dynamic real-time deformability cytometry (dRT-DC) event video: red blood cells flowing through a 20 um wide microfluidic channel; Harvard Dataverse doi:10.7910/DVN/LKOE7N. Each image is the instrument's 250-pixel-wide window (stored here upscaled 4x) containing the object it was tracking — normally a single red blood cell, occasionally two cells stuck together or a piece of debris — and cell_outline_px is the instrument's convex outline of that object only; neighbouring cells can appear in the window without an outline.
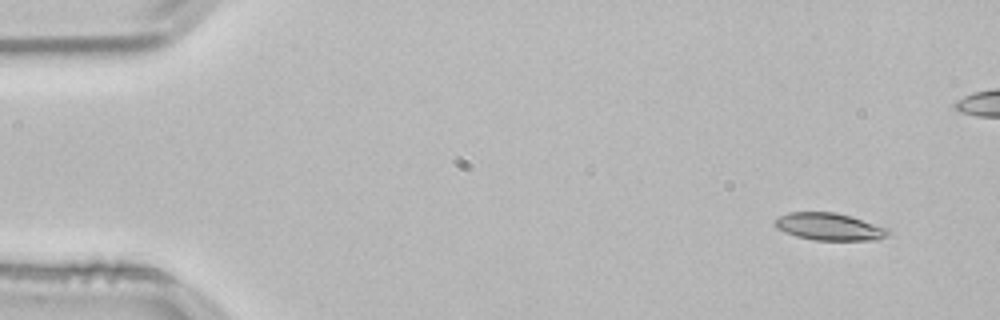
{"species": "common noctule bat (a hibernating species)", "species_latin": "Nyctalus noctula", "temperature_condition": "room temperature", "stored_images_in_passage": 51, "camera_frame_rate_fps": 3000, "um_per_image_px": 0.085, "animal": {"sex": "male", "body_mass_g": 21.5, "forearm_length_mm": 52.0}, "frame": {"image": 1, "passage_image": 1, "time_ms": 0.0, "image_size_px": [1000, 320], "cell_outline_px": [[892, 232], [888, 236], [876, 240], [816, 240], [796, 236], [776, 228], [772, 224], [772, 220], [788, 212], [836, 212], [888, 228]], "centroid_in_image_um": [70.47, 19.27], "position_along_channel_um": 14.5, "area_um2": 18.09}}
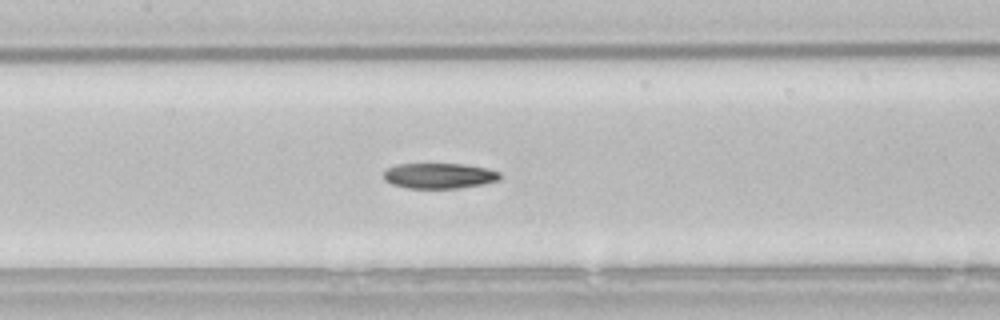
{"frame": {"image": 2, "passage_image": 22, "time_ms": 7.0, "image_size_px": [1000, 320], "cell_outline_px": [[500, 180], [460, 188], [408, 188], [392, 184], [384, 180], [384, 172], [388, 168], [396, 164], [464, 164], [484, 168], [500, 172]], "centroid_in_image_um": [37.31, 14.94], "position_along_channel_um": 170.1, "area_um2": 17.11}}
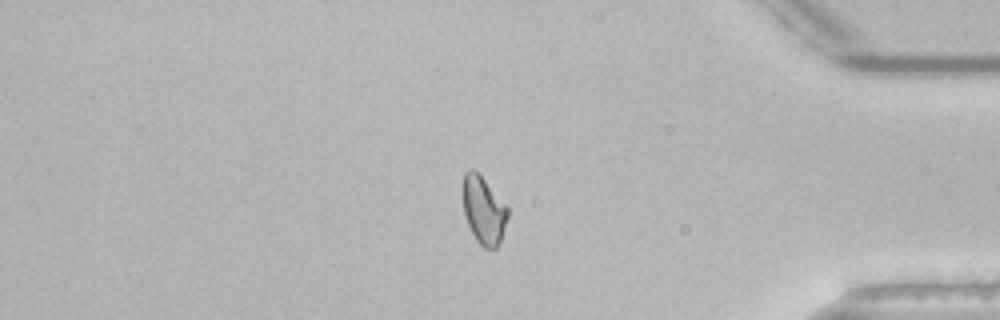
{"frame": {"image": 3, "passage_image": 42, "time_ms": 13.667, "image_size_px": [1000, 320], "cell_outline_px": [[508, 216], [500, 240], [496, 248], [484, 248], [476, 240], [468, 224], [464, 212], [464, 172], [468, 168], [472, 168], [484, 180], [508, 208]], "centroid_in_image_um": [41.11, 17.88], "position_along_channel_um": 394.1, "area_um2": 17.05}}